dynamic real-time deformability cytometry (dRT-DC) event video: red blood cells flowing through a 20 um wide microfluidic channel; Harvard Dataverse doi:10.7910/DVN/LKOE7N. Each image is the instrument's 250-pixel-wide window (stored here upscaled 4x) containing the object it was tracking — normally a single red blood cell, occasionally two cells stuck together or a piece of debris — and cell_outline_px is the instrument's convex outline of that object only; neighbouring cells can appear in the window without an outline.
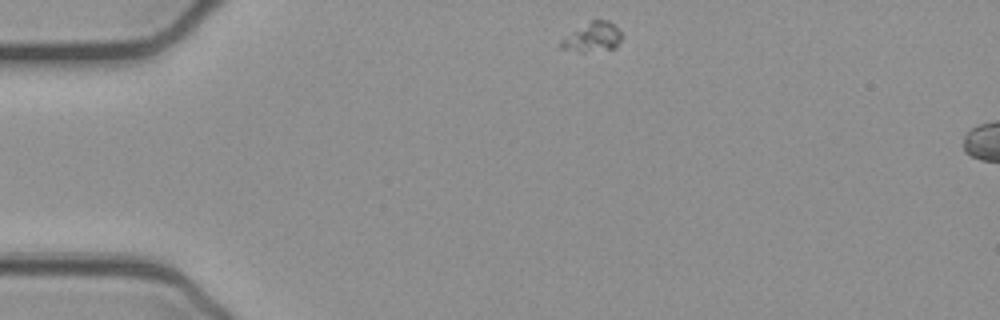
{"species": "common noctule bat (a hibernating species)", "species_latin": "Nyctalus noctula", "temperature_condition": "cold", "stored_images_in_passage": 6, "camera_frame_rate_fps": 3000, "um_per_image_px": 0.085, "animal": {"sex": "female", "body_mass_g": 21.9}, "frame": {"image": 1, "passage_image": 1, "time_ms": 0.0, "image_size_px": [1000, 320], "cell_outline_px": [[624, 36], [616, 48], [584, 52], [580, 52], [560, 48], [560, 40], [596, 16], [608, 20]], "centroid_in_image_um": [50.39, 3.13], "position_along_channel_um": 34.6, "area_um2": 10.64}}